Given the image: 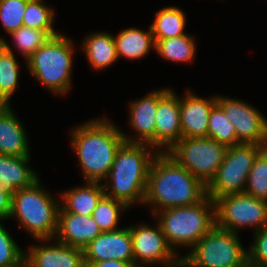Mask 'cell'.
<instances>
[{
    "label": "cell",
    "instance_id": "obj_33",
    "mask_svg": "<svg viewBox=\"0 0 267 267\" xmlns=\"http://www.w3.org/2000/svg\"><path fill=\"white\" fill-rule=\"evenodd\" d=\"M17 265H27L25 253L17 246L11 235L0 223V267H14Z\"/></svg>",
    "mask_w": 267,
    "mask_h": 267
},
{
    "label": "cell",
    "instance_id": "obj_1",
    "mask_svg": "<svg viewBox=\"0 0 267 267\" xmlns=\"http://www.w3.org/2000/svg\"><path fill=\"white\" fill-rule=\"evenodd\" d=\"M206 196V185L167 152H158L151 164L144 204L152 214L161 210L194 205ZM155 205V207H154Z\"/></svg>",
    "mask_w": 267,
    "mask_h": 267
},
{
    "label": "cell",
    "instance_id": "obj_15",
    "mask_svg": "<svg viewBox=\"0 0 267 267\" xmlns=\"http://www.w3.org/2000/svg\"><path fill=\"white\" fill-rule=\"evenodd\" d=\"M27 267H85L83 249L57 241L52 245H35L25 252Z\"/></svg>",
    "mask_w": 267,
    "mask_h": 267
},
{
    "label": "cell",
    "instance_id": "obj_28",
    "mask_svg": "<svg viewBox=\"0 0 267 267\" xmlns=\"http://www.w3.org/2000/svg\"><path fill=\"white\" fill-rule=\"evenodd\" d=\"M128 207L121 201L104 195L92 213L93 220L102 232L115 231L120 219V211Z\"/></svg>",
    "mask_w": 267,
    "mask_h": 267
},
{
    "label": "cell",
    "instance_id": "obj_11",
    "mask_svg": "<svg viewBox=\"0 0 267 267\" xmlns=\"http://www.w3.org/2000/svg\"><path fill=\"white\" fill-rule=\"evenodd\" d=\"M132 236L134 264L160 263L164 267H181V257L177 259L163 234L159 224L156 229L149 225L129 226ZM140 262V263H139Z\"/></svg>",
    "mask_w": 267,
    "mask_h": 267
},
{
    "label": "cell",
    "instance_id": "obj_21",
    "mask_svg": "<svg viewBox=\"0 0 267 267\" xmlns=\"http://www.w3.org/2000/svg\"><path fill=\"white\" fill-rule=\"evenodd\" d=\"M104 195L103 184L87 182V185L83 187H75L61 194L63 205H60L59 212L92 216L94 209Z\"/></svg>",
    "mask_w": 267,
    "mask_h": 267
},
{
    "label": "cell",
    "instance_id": "obj_7",
    "mask_svg": "<svg viewBox=\"0 0 267 267\" xmlns=\"http://www.w3.org/2000/svg\"><path fill=\"white\" fill-rule=\"evenodd\" d=\"M181 256V267H247V251L237 232L215 225L193 247Z\"/></svg>",
    "mask_w": 267,
    "mask_h": 267
},
{
    "label": "cell",
    "instance_id": "obj_20",
    "mask_svg": "<svg viewBox=\"0 0 267 267\" xmlns=\"http://www.w3.org/2000/svg\"><path fill=\"white\" fill-rule=\"evenodd\" d=\"M29 160L30 156L0 155V187L13 194L37 181L39 177L27 166Z\"/></svg>",
    "mask_w": 267,
    "mask_h": 267
},
{
    "label": "cell",
    "instance_id": "obj_2",
    "mask_svg": "<svg viewBox=\"0 0 267 267\" xmlns=\"http://www.w3.org/2000/svg\"><path fill=\"white\" fill-rule=\"evenodd\" d=\"M72 148L77 153L87 182L106 179L120 145L122 131L108 119H93L72 131Z\"/></svg>",
    "mask_w": 267,
    "mask_h": 267
},
{
    "label": "cell",
    "instance_id": "obj_26",
    "mask_svg": "<svg viewBox=\"0 0 267 267\" xmlns=\"http://www.w3.org/2000/svg\"><path fill=\"white\" fill-rule=\"evenodd\" d=\"M207 137L215 139L227 148L239 144L236 138L235 128L218 103L213 106L210 112Z\"/></svg>",
    "mask_w": 267,
    "mask_h": 267
},
{
    "label": "cell",
    "instance_id": "obj_3",
    "mask_svg": "<svg viewBox=\"0 0 267 267\" xmlns=\"http://www.w3.org/2000/svg\"><path fill=\"white\" fill-rule=\"evenodd\" d=\"M148 147L152 146L127 141L120 145L105 179L107 182L103 184L106 196L123 202L127 207L137 201L144 202L149 170L159 152L155 151L151 156Z\"/></svg>",
    "mask_w": 267,
    "mask_h": 267
},
{
    "label": "cell",
    "instance_id": "obj_34",
    "mask_svg": "<svg viewBox=\"0 0 267 267\" xmlns=\"http://www.w3.org/2000/svg\"><path fill=\"white\" fill-rule=\"evenodd\" d=\"M254 239L247 251V265L267 267V226L257 230Z\"/></svg>",
    "mask_w": 267,
    "mask_h": 267
},
{
    "label": "cell",
    "instance_id": "obj_32",
    "mask_svg": "<svg viewBox=\"0 0 267 267\" xmlns=\"http://www.w3.org/2000/svg\"><path fill=\"white\" fill-rule=\"evenodd\" d=\"M29 0H0V21L8 34L23 25V14Z\"/></svg>",
    "mask_w": 267,
    "mask_h": 267
},
{
    "label": "cell",
    "instance_id": "obj_25",
    "mask_svg": "<svg viewBox=\"0 0 267 267\" xmlns=\"http://www.w3.org/2000/svg\"><path fill=\"white\" fill-rule=\"evenodd\" d=\"M155 50L164 59L172 62H189L192 61L196 45L192 37L187 34L164 40H154Z\"/></svg>",
    "mask_w": 267,
    "mask_h": 267
},
{
    "label": "cell",
    "instance_id": "obj_35",
    "mask_svg": "<svg viewBox=\"0 0 267 267\" xmlns=\"http://www.w3.org/2000/svg\"><path fill=\"white\" fill-rule=\"evenodd\" d=\"M12 194L0 187V220H6L11 212Z\"/></svg>",
    "mask_w": 267,
    "mask_h": 267
},
{
    "label": "cell",
    "instance_id": "obj_19",
    "mask_svg": "<svg viewBox=\"0 0 267 267\" xmlns=\"http://www.w3.org/2000/svg\"><path fill=\"white\" fill-rule=\"evenodd\" d=\"M29 152L24 126L12 108L0 110V155L29 157Z\"/></svg>",
    "mask_w": 267,
    "mask_h": 267
},
{
    "label": "cell",
    "instance_id": "obj_24",
    "mask_svg": "<svg viewBox=\"0 0 267 267\" xmlns=\"http://www.w3.org/2000/svg\"><path fill=\"white\" fill-rule=\"evenodd\" d=\"M155 20L150 25L154 40H164L186 34V17L178 7H166L155 13Z\"/></svg>",
    "mask_w": 267,
    "mask_h": 267
},
{
    "label": "cell",
    "instance_id": "obj_39",
    "mask_svg": "<svg viewBox=\"0 0 267 267\" xmlns=\"http://www.w3.org/2000/svg\"><path fill=\"white\" fill-rule=\"evenodd\" d=\"M14 267H27V265H17V266H14Z\"/></svg>",
    "mask_w": 267,
    "mask_h": 267
},
{
    "label": "cell",
    "instance_id": "obj_36",
    "mask_svg": "<svg viewBox=\"0 0 267 267\" xmlns=\"http://www.w3.org/2000/svg\"><path fill=\"white\" fill-rule=\"evenodd\" d=\"M85 267H136V265L119 260H104L94 263H85Z\"/></svg>",
    "mask_w": 267,
    "mask_h": 267
},
{
    "label": "cell",
    "instance_id": "obj_37",
    "mask_svg": "<svg viewBox=\"0 0 267 267\" xmlns=\"http://www.w3.org/2000/svg\"><path fill=\"white\" fill-rule=\"evenodd\" d=\"M9 98L10 97L2 90L0 85V110H6L10 108Z\"/></svg>",
    "mask_w": 267,
    "mask_h": 267
},
{
    "label": "cell",
    "instance_id": "obj_13",
    "mask_svg": "<svg viewBox=\"0 0 267 267\" xmlns=\"http://www.w3.org/2000/svg\"><path fill=\"white\" fill-rule=\"evenodd\" d=\"M156 115L155 148L159 152H168L182 139L180 97L170 89L158 90ZM162 148L164 150H160Z\"/></svg>",
    "mask_w": 267,
    "mask_h": 267
},
{
    "label": "cell",
    "instance_id": "obj_4",
    "mask_svg": "<svg viewBox=\"0 0 267 267\" xmlns=\"http://www.w3.org/2000/svg\"><path fill=\"white\" fill-rule=\"evenodd\" d=\"M153 216L173 250V245L193 247L216 225L215 201L206 195L197 204L158 209Z\"/></svg>",
    "mask_w": 267,
    "mask_h": 267
},
{
    "label": "cell",
    "instance_id": "obj_12",
    "mask_svg": "<svg viewBox=\"0 0 267 267\" xmlns=\"http://www.w3.org/2000/svg\"><path fill=\"white\" fill-rule=\"evenodd\" d=\"M228 120L235 128L238 143L267 148V119L252 105L237 99L216 96Z\"/></svg>",
    "mask_w": 267,
    "mask_h": 267
},
{
    "label": "cell",
    "instance_id": "obj_38",
    "mask_svg": "<svg viewBox=\"0 0 267 267\" xmlns=\"http://www.w3.org/2000/svg\"><path fill=\"white\" fill-rule=\"evenodd\" d=\"M247 267H261V266H257V265H247Z\"/></svg>",
    "mask_w": 267,
    "mask_h": 267
},
{
    "label": "cell",
    "instance_id": "obj_14",
    "mask_svg": "<svg viewBox=\"0 0 267 267\" xmlns=\"http://www.w3.org/2000/svg\"><path fill=\"white\" fill-rule=\"evenodd\" d=\"M84 263L119 260L134 263L130 228L102 232L84 249Z\"/></svg>",
    "mask_w": 267,
    "mask_h": 267
},
{
    "label": "cell",
    "instance_id": "obj_22",
    "mask_svg": "<svg viewBox=\"0 0 267 267\" xmlns=\"http://www.w3.org/2000/svg\"><path fill=\"white\" fill-rule=\"evenodd\" d=\"M82 47L91 67L96 70L107 68L119 59L114 36L109 33L90 34Z\"/></svg>",
    "mask_w": 267,
    "mask_h": 267
},
{
    "label": "cell",
    "instance_id": "obj_5",
    "mask_svg": "<svg viewBox=\"0 0 267 267\" xmlns=\"http://www.w3.org/2000/svg\"><path fill=\"white\" fill-rule=\"evenodd\" d=\"M59 209L58 202L40 186L38 179L31 186L12 194L9 217H16L34 239L48 242L56 237Z\"/></svg>",
    "mask_w": 267,
    "mask_h": 267
},
{
    "label": "cell",
    "instance_id": "obj_10",
    "mask_svg": "<svg viewBox=\"0 0 267 267\" xmlns=\"http://www.w3.org/2000/svg\"><path fill=\"white\" fill-rule=\"evenodd\" d=\"M216 225L237 232V228L255 227L256 231L267 226V201L249 194L234 193L215 200Z\"/></svg>",
    "mask_w": 267,
    "mask_h": 267
},
{
    "label": "cell",
    "instance_id": "obj_31",
    "mask_svg": "<svg viewBox=\"0 0 267 267\" xmlns=\"http://www.w3.org/2000/svg\"><path fill=\"white\" fill-rule=\"evenodd\" d=\"M14 43L28 60L51 36L42 30L22 26L10 34Z\"/></svg>",
    "mask_w": 267,
    "mask_h": 267
},
{
    "label": "cell",
    "instance_id": "obj_8",
    "mask_svg": "<svg viewBox=\"0 0 267 267\" xmlns=\"http://www.w3.org/2000/svg\"><path fill=\"white\" fill-rule=\"evenodd\" d=\"M263 149L243 143L228 147L215 177L206 186V195L215 201L227 194L244 192L254 160Z\"/></svg>",
    "mask_w": 267,
    "mask_h": 267
},
{
    "label": "cell",
    "instance_id": "obj_23",
    "mask_svg": "<svg viewBox=\"0 0 267 267\" xmlns=\"http://www.w3.org/2000/svg\"><path fill=\"white\" fill-rule=\"evenodd\" d=\"M118 58L124 56L128 59H139L155 48V41L149 27L148 32H143L137 28H127L114 37Z\"/></svg>",
    "mask_w": 267,
    "mask_h": 267
},
{
    "label": "cell",
    "instance_id": "obj_17",
    "mask_svg": "<svg viewBox=\"0 0 267 267\" xmlns=\"http://www.w3.org/2000/svg\"><path fill=\"white\" fill-rule=\"evenodd\" d=\"M158 108V90L144 96L142 99L131 102L130 105V125L139 137L129 139L127 135L122 132V135L127 142L145 143L155 148V126H156V112Z\"/></svg>",
    "mask_w": 267,
    "mask_h": 267
},
{
    "label": "cell",
    "instance_id": "obj_6",
    "mask_svg": "<svg viewBox=\"0 0 267 267\" xmlns=\"http://www.w3.org/2000/svg\"><path fill=\"white\" fill-rule=\"evenodd\" d=\"M72 45L70 39L57 34L27 60L30 74L55 94L62 95L70 89Z\"/></svg>",
    "mask_w": 267,
    "mask_h": 267
},
{
    "label": "cell",
    "instance_id": "obj_30",
    "mask_svg": "<svg viewBox=\"0 0 267 267\" xmlns=\"http://www.w3.org/2000/svg\"><path fill=\"white\" fill-rule=\"evenodd\" d=\"M244 192L267 201V148H264L255 158Z\"/></svg>",
    "mask_w": 267,
    "mask_h": 267
},
{
    "label": "cell",
    "instance_id": "obj_18",
    "mask_svg": "<svg viewBox=\"0 0 267 267\" xmlns=\"http://www.w3.org/2000/svg\"><path fill=\"white\" fill-rule=\"evenodd\" d=\"M102 231L92 216L69 212H58L57 241L72 247L84 249Z\"/></svg>",
    "mask_w": 267,
    "mask_h": 267
},
{
    "label": "cell",
    "instance_id": "obj_27",
    "mask_svg": "<svg viewBox=\"0 0 267 267\" xmlns=\"http://www.w3.org/2000/svg\"><path fill=\"white\" fill-rule=\"evenodd\" d=\"M54 11L43 4L42 0H29L23 14V25L25 27L42 30L51 37L59 34L52 25L54 22Z\"/></svg>",
    "mask_w": 267,
    "mask_h": 267
},
{
    "label": "cell",
    "instance_id": "obj_29",
    "mask_svg": "<svg viewBox=\"0 0 267 267\" xmlns=\"http://www.w3.org/2000/svg\"><path fill=\"white\" fill-rule=\"evenodd\" d=\"M0 43V85L2 90L11 97L18 86L19 66L5 39L0 38Z\"/></svg>",
    "mask_w": 267,
    "mask_h": 267
},
{
    "label": "cell",
    "instance_id": "obj_16",
    "mask_svg": "<svg viewBox=\"0 0 267 267\" xmlns=\"http://www.w3.org/2000/svg\"><path fill=\"white\" fill-rule=\"evenodd\" d=\"M216 103V97L206 100L190 91L180 99L182 138L207 137L210 112Z\"/></svg>",
    "mask_w": 267,
    "mask_h": 267
},
{
    "label": "cell",
    "instance_id": "obj_9",
    "mask_svg": "<svg viewBox=\"0 0 267 267\" xmlns=\"http://www.w3.org/2000/svg\"><path fill=\"white\" fill-rule=\"evenodd\" d=\"M227 147L211 138H182L167 153L204 185L215 177Z\"/></svg>",
    "mask_w": 267,
    "mask_h": 267
}]
</instances>
